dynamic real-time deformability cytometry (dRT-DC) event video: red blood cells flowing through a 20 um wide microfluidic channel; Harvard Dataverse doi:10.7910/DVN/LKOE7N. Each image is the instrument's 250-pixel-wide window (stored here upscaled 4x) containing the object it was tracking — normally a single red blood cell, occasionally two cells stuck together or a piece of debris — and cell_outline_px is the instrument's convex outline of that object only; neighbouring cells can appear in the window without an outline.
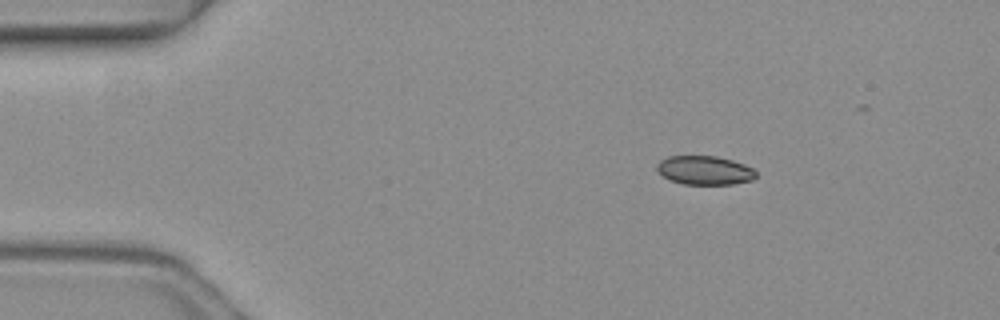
{"species": "common noctule bat (a hibernating species)", "species_latin": "Nyctalus noctula", "temperature_condition": "warm", "stored_images_in_passage": 3, "camera_frame_rate_fps": 3000, "um_per_image_px": 0.085, "animal": {"sex": "female", "body_mass_g": 19.3, "forearm_length_mm": 54.1}, "frame": {"image": 1, "passage_image": 2, "time_ms": 0.333, "image_size_px": [1000, 320], "cell_outline_px": [[756, 176], [752, 180], [732, 184], [684, 184], [668, 180], [656, 168], [656, 164], [660, 160], [668, 156], [716, 156], [732, 160], [744, 164], [752, 168], [756, 172]], "centroid_in_image_um": [59.88, 14.47], "position_along_channel_um": 25.1, "area_um2": 16.65}}